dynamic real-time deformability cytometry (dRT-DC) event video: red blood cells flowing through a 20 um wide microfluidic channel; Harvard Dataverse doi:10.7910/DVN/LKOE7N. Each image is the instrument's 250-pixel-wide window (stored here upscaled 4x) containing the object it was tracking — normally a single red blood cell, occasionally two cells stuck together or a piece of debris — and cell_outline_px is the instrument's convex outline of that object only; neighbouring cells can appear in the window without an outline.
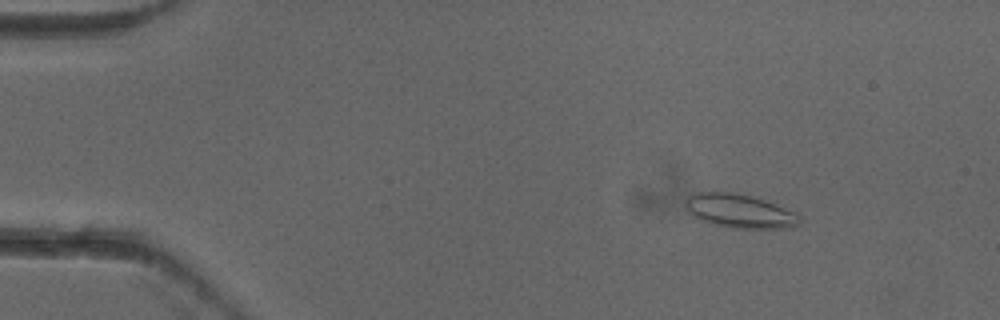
{"species": "common noctule bat (a hibernating species)", "species_latin": "Nyctalus noctula", "temperature_condition": "cold", "stored_images_in_passage": 5, "camera_frame_rate_fps": 3000, "um_per_image_px": 0.085, "animal": {"sex": "female"}, "frame": {"image": 1, "passage_image": 2, "time_ms": 0.333, "image_size_px": [1000, 320], "cell_outline_px": [[800, 224], [792, 228], [736, 228], [716, 224], [700, 220], [692, 216], [688, 212], [684, 204], [684, 200], [692, 192], [732, 192], [752, 196], [764, 200], [796, 212], [800, 216]], "centroid_in_image_um": [62.85, 17.93], "position_along_channel_um": 22.2, "area_um2": 22.6}}